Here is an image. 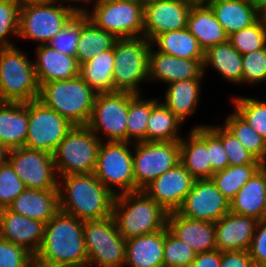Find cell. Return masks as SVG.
<instances>
[{"label":"cell","mask_w":266,"mask_h":267,"mask_svg":"<svg viewBox=\"0 0 266 267\" xmlns=\"http://www.w3.org/2000/svg\"><path fill=\"white\" fill-rule=\"evenodd\" d=\"M207 149L212 166V175L229 166L227 154L224 151L221 139L207 126Z\"/></svg>","instance_id":"cell-49"},{"label":"cell","mask_w":266,"mask_h":267,"mask_svg":"<svg viewBox=\"0 0 266 267\" xmlns=\"http://www.w3.org/2000/svg\"><path fill=\"white\" fill-rule=\"evenodd\" d=\"M261 168L266 172V163H263Z\"/></svg>","instance_id":"cell-59"},{"label":"cell","mask_w":266,"mask_h":267,"mask_svg":"<svg viewBox=\"0 0 266 267\" xmlns=\"http://www.w3.org/2000/svg\"><path fill=\"white\" fill-rule=\"evenodd\" d=\"M81 219L59 212L44 228L43 242L34 256V263L86 264L88 254Z\"/></svg>","instance_id":"cell-2"},{"label":"cell","mask_w":266,"mask_h":267,"mask_svg":"<svg viewBox=\"0 0 266 267\" xmlns=\"http://www.w3.org/2000/svg\"><path fill=\"white\" fill-rule=\"evenodd\" d=\"M242 67V85L254 87L266 82V47L242 55Z\"/></svg>","instance_id":"cell-46"},{"label":"cell","mask_w":266,"mask_h":267,"mask_svg":"<svg viewBox=\"0 0 266 267\" xmlns=\"http://www.w3.org/2000/svg\"><path fill=\"white\" fill-rule=\"evenodd\" d=\"M182 124L183 122L159 99L151 108L147 124L146 141H180L183 137L180 132Z\"/></svg>","instance_id":"cell-36"},{"label":"cell","mask_w":266,"mask_h":267,"mask_svg":"<svg viewBox=\"0 0 266 267\" xmlns=\"http://www.w3.org/2000/svg\"><path fill=\"white\" fill-rule=\"evenodd\" d=\"M229 37L253 24L261 14L253 0H206Z\"/></svg>","instance_id":"cell-26"},{"label":"cell","mask_w":266,"mask_h":267,"mask_svg":"<svg viewBox=\"0 0 266 267\" xmlns=\"http://www.w3.org/2000/svg\"><path fill=\"white\" fill-rule=\"evenodd\" d=\"M195 180L179 162L154 179L143 190L167 212H173L182 205Z\"/></svg>","instance_id":"cell-18"},{"label":"cell","mask_w":266,"mask_h":267,"mask_svg":"<svg viewBox=\"0 0 266 267\" xmlns=\"http://www.w3.org/2000/svg\"><path fill=\"white\" fill-rule=\"evenodd\" d=\"M223 125L261 163H266V140L261 137L235 110L231 111Z\"/></svg>","instance_id":"cell-38"},{"label":"cell","mask_w":266,"mask_h":267,"mask_svg":"<svg viewBox=\"0 0 266 267\" xmlns=\"http://www.w3.org/2000/svg\"><path fill=\"white\" fill-rule=\"evenodd\" d=\"M8 209L46 224L60 210L59 192L26 188L13 200Z\"/></svg>","instance_id":"cell-28"},{"label":"cell","mask_w":266,"mask_h":267,"mask_svg":"<svg viewBox=\"0 0 266 267\" xmlns=\"http://www.w3.org/2000/svg\"><path fill=\"white\" fill-rule=\"evenodd\" d=\"M168 213L144 190L115 196L112 216L118 232L127 240L167 227Z\"/></svg>","instance_id":"cell-3"},{"label":"cell","mask_w":266,"mask_h":267,"mask_svg":"<svg viewBox=\"0 0 266 267\" xmlns=\"http://www.w3.org/2000/svg\"><path fill=\"white\" fill-rule=\"evenodd\" d=\"M83 12L99 28L117 39L144 36V1L93 0ZM90 9V10H89Z\"/></svg>","instance_id":"cell-7"},{"label":"cell","mask_w":266,"mask_h":267,"mask_svg":"<svg viewBox=\"0 0 266 267\" xmlns=\"http://www.w3.org/2000/svg\"><path fill=\"white\" fill-rule=\"evenodd\" d=\"M8 162L28 189L58 190L53 155L26 147L12 149Z\"/></svg>","instance_id":"cell-15"},{"label":"cell","mask_w":266,"mask_h":267,"mask_svg":"<svg viewBox=\"0 0 266 267\" xmlns=\"http://www.w3.org/2000/svg\"><path fill=\"white\" fill-rule=\"evenodd\" d=\"M91 1H93V0H84V8H85V6L90 5L89 2H91Z\"/></svg>","instance_id":"cell-58"},{"label":"cell","mask_w":266,"mask_h":267,"mask_svg":"<svg viewBox=\"0 0 266 267\" xmlns=\"http://www.w3.org/2000/svg\"><path fill=\"white\" fill-rule=\"evenodd\" d=\"M34 51V69L40 86L79 76L80 65L75 56L60 53L48 44L37 45Z\"/></svg>","instance_id":"cell-22"},{"label":"cell","mask_w":266,"mask_h":267,"mask_svg":"<svg viewBox=\"0 0 266 267\" xmlns=\"http://www.w3.org/2000/svg\"><path fill=\"white\" fill-rule=\"evenodd\" d=\"M187 29L205 52L208 48L228 41V36L206 2H195L190 10Z\"/></svg>","instance_id":"cell-27"},{"label":"cell","mask_w":266,"mask_h":267,"mask_svg":"<svg viewBox=\"0 0 266 267\" xmlns=\"http://www.w3.org/2000/svg\"><path fill=\"white\" fill-rule=\"evenodd\" d=\"M126 1H143V0H126Z\"/></svg>","instance_id":"cell-61"},{"label":"cell","mask_w":266,"mask_h":267,"mask_svg":"<svg viewBox=\"0 0 266 267\" xmlns=\"http://www.w3.org/2000/svg\"><path fill=\"white\" fill-rule=\"evenodd\" d=\"M258 221L229 211L215 223L216 249L220 252L248 251Z\"/></svg>","instance_id":"cell-21"},{"label":"cell","mask_w":266,"mask_h":267,"mask_svg":"<svg viewBox=\"0 0 266 267\" xmlns=\"http://www.w3.org/2000/svg\"><path fill=\"white\" fill-rule=\"evenodd\" d=\"M228 41L241 55L265 48L266 21L263 15L250 26L231 34Z\"/></svg>","instance_id":"cell-40"},{"label":"cell","mask_w":266,"mask_h":267,"mask_svg":"<svg viewBox=\"0 0 266 267\" xmlns=\"http://www.w3.org/2000/svg\"><path fill=\"white\" fill-rule=\"evenodd\" d=\"M132 150L131 142L102 141L100 144L93 173L114 195L139 190L133 176Z\"/></svg>","instance_id":"cell-10"},{"label":"cell","mask_w":266,"mask_h":267,"mask_svg":"<svg viewBox=\"0 0 266 267\" xmlns=\"http://www.w3.org/2000/svg\"><path fill=\"white\" fill-rule=\"evenodd\" d=\"M208 66L227 82L242 85V55L229 41L212 46L204 52V74Z\"/></svg>","instance_id":"cell-32"},{"label":"cell","mask_w":266,"mask_h":267,"mask_svg":"<svg viewBox=\"0 0 266 267\" xmlns=\"http://www.w3.org/2000/svg\"><path fill=\"white\" fill-rule=\"evenodd\" d=\"M45 223L15 213L8 208L0 210V238L25 247L34 256L40 249Z\"/></svg>","instance_id":"cell-20"},{"label":"cell","mask_w":266,"mask_h":267,"mask_svg":"<svg viewBox=\"0 0 266 267\" xmlns=\"http://www.w3.org/2000/svg\"><path fill=\"white\" fill-rule=\"evenodd\" d=\"M165 228L126 240L124 267H164Z\"/></svg>","instance_id":"cell-25"},{"label":"cell","mask_w":266,"mask_h":267,"mask_svg":"<svg viewBox=\"0 0 266 267\" xmlns=\"http://www.w3.org/2000/svg\"><path fill=\"white\" fill-rule=\"evenodd\" d=\"M204 59H184L172 55L163 54L153 50L149 51L148 81H159L169 84L181 80L203 79Z\"/></svg>","instance_id":"cell-19"},{"label":"cell","mask_w":266,"mask_h":267,"mask_svg":"<svg viewBox=\"0 0 266 267\" xmlns=\"http://www.w3.org/2000/svg\"><path fill=\"white\" fill-rule=\"evenodd\" d=\"M231 102L234 110L266 140V100L235 95Z\"/></svg>","instance_id":"cell-41"},{"label":"cell","mask_w":266,"mask_h":267,"mask_svg":"<svg viewBox=\"0 0 266 267\" xmlns=\"http://www.w3.org/2000/svg\"><path fill=\"white\" fill-rule=\"evenodd\" d=\"M127 118L128 92H100L87 126L101 141L127 142Z\"/></svg>","instance_id":"cell-12"},{"label":"cell","mask_w":266,"mask_h":267,"mask_svg":"<svg viewBox=\"0 0 266 267\" xmlns=\"http://www.w3.org/2000/svg\"><path fill=\"white\" fill-rule=\"evenodd\" d=\"M207 126L221 139L230 166L263 164L224 125Z\"/></svg>","instance_id":"cell-42"},{"label":"cell","mask_w":266,"mask_h":267,"mask_svg":"<svg viewBox=\"0 0 266 267\" xmlns=\"http://www.w3.org/2000/svg\"><path fill=\"white\" fill-rule=\"evenodd\" d=\"M96 96L97 92L77 76L43 83L38 100L75 126L88 124Z\"/></svg>","instance_id":"cell-4"},{"label":"cell","mask_w":266,"mask_h":267,"mask_svg":"<svg viewBox=\"0 0 266 267\" xmlns=\"http://www.w3.org/2000/svg\"><path fill=\"white\" fill-rule=\"evenodd\" d=\"M116 40L110 32L97 27L81 10V35L75 54L79 65L88 62L95 54L112 49Z\"/></svg>","instance_id":"cell-33"},{"label":"cell","mask_w":266,"mask_h":267,"mask_svg":"<svg viewBox=\"0 0 266 267\" xmlns=\"http://www.w3.org/2000/svg\"><path fill=\"white\" fill-rule=\"evenodd\" d=\"M141 94L128 92L127 142L146 141L148 119L158 98L144 99Z\"/></svg>","instance_id":"cell-37"},{"label":"cell","mask_w":266,"mask_h":267,"mask_svg":"<svg viewBox=\"0 0 266 267\" xmlns=\"http://www.w3.org/2000/svg\"><path fill=\"white\" fill-rule=\"evenodd\" d=\"M9 152L10 150L7 147L0 144V167L8 162Z\"/></svg>","instance_id":"cell-54"},{"label":"cell","mask_w":266,"mask_h":267,"mask_svg":"<svg viewBox=\"0 0 266 267\" xmlns=\"http://www.w3.org/2000/svg\"><path fill=\"white\" fill-rule=\"evenodd\" d=\"M263 17L265 18V21H266V12L263 14Z\"/></svg>","instance_id":"cell-62"},{"label":"cell","mask_w":266,"mask_h":267,"mask_svg":"<svg viewBox=\"0 0 266 267\" xmlns=\"http://www.w3.org/2000/svg\"><path fill=\"white\" fill-rule=\"evenodd\" d=\"M180 162L179 141H142L133 143L135 186L143 190L154 179Z\"/></svg>","instance_id":"cell-13"},{"label":"cell","mask_w":266,"mask_h":267,"mask_svg":"<svg viewBox=\"0 0 266 267\" xmlns=\"http://www.w3.org/2000/svg\"><path fill=\"white\" fill-rule=\"evenodd\" d=\"M151 44L157 51L184 59H204L198 40L187 29L168 31L158 35Z\"/></svg>","instance_id":"cell-35"},{"label":"cell","mask_w":266,"mask_h":267,"mask_svg":"<svg viewBox=\"0 0 266 267\" xmlns=\"http://www.w3.org/2000/svg\"><path fill=\"white\" fill-rule=\"evenodd\" d=\"M20 5L33 4V3H47L55 2L57 0H17Z\"/></svg>","instance_id":"cell-56"},{"label":"cell","mask_w":266,"mask_h":267,"mask_svg":"<svg viewBox=\"0 0 266 267\" xmlns=\"http://www.w3.org/2000/svg\"><path fill=\"white\" fill-rule=\"evenodd\" d=\"M258 12L263 15L266 12V0H253Z\"/></svg>","instance_id":"cell-55"},{"label":"cell","mask_w":266,"mask_h":267,"mask_svg":"<svg viewBox=\"0 0 266 267\" xmlns=\"http://www.w3.org/2000/svg\"><path fill=\"white\" fill-rule=\"evenodd\" d=\"M25 189L9 162L0 167V210L8 208Z\"/></svg>","instance_id":"cell-47"},{"label":"cell","mask_w":266,"mask_h":267,"mask_svg":"<svg viewBox=\"0 0 266 267\" xmlns=\"http://www.w3.org/2000/svg\"><path fill=\"white\" fill-rule=\"evenodd\" d=\"M28 102H0V144L9 150L25 147Z\"/></svg>","instance_id":"cell-29"},{"label":"cell","mask_w":266,"mask_h":267,"mask_svg":"<svg viewBox=\"0 0 266 267\" xmlns=\"http://www.w3.org/2000/svg\"><path fill=\"white\" fill-rule=\"evenodd\" d=\"M248 251L255 267H261L266 263V219L258 221Z\"/></svg>","instance_id":"cell-50"},{"label":"cell","mask_w":266,"mask_h":267,"mask_svg":"<svg viewBox=\"0 0 266 267\" xmlns=\"http://www.w3.org/2000/svg\"><path fill=\"white\" fill-rule=\"evenodd\" d=\"M73 125L40 100L28 102V133L25 147L54 153Z\"/></svg>","instance_id":"cell-14"},{"label":"cell","mask_w":266,"mask_h":267,"mask_svg":"<svg viewBox=\"0 0 266 267\" xmlns=\"http://www.w3.org/2000/svg\"><path fill=\"white\" fill-rule=\"evenodd\" d=\"M221 252L217 249L198 253L193 262L185 267H220Z\"/></svg>","instance_id":"cell-52"},{"label":"cell","mask_w":266,"mask_h":267,"mask_svg":"<svg viewBox=\"0 0 266 267\" xmlns=\"http://www.w3.org/2000/svg\"><path fill=\"white\" fill-rule=\"evenodd\" d=\"M193 0H150L144 2V37L152 42L158 35L187 28Z\"/></svg>","instance_id":"cell-17"},{"label":"cell","mask_w":266,"mask_h":267,"mask_svg":"<svg viewBox=\"0 0 266 267\" xmlns=\"http://www.w3.org/2000/svg\"><path fill=\"white\" fill-rule=\"evenodd\" d=\"M84 242L91 267H123L126 240L118 232L113 216L101 220H85Z\"/></svg>","instance_id":"cell-11"},{"label":"cell","mask_w":266,"mask_h":267,"mask_svg":"<svg viewBox=\"0 0 266 267\" xmlns=\"http://www.w3.org/2000/svg\"><path fill=\"white\" fill-rule=\"evenodd\" d=\"M20 7L17 0H0V47L16 45L10 38L18 36Z\"/></svg>","instance_id":"cell-44"},{"label":"cell","mask_w":266,"mask_h":267,"mask_svg":"<svg viewBox=\"0 0 266 267\" xmlns=\"http://www.w3.org/2000/svg\"><path fill=\"white\" fill-rule=\"evenodd\" d=\"M34 255L21 245L0 238V267H33Z\"/></svg>","instance_id":"cell-48"},{"label":"cell","mask_w":266,"mask_h":267,"mask_svg":"<svg viewBox=\"0 0 266 267\" xmlns=\"http://www.w3.org/2000/svg\"><path fill=\"white\" fill-rule=\"evenodd\" d=\"M194 2H203V0H193Z\"/></svg>","instance_id":"cell-60"},{"label":"cell","mask_w":266,"mask_h":267,"mask_svg":"<svg viewBox=\"0 0 266 267\" xmlns=\"http://www.w3.org/2000/svg\"><path fill=\"white\" fill-rule=\"evenodd\" d=\"M81 35V10H79L48 43L60 53L75 56Z\"/></svg>","instance_id":"cell-45"},{"label":"cell","mask_w":266,"mask_h":267,"mask_svg":"<svg viewBox=\"0 0 266 267\" xmlns=\"http://www.w3.org/2000/svg\"><path fill=\"white\" fill-rule=\"evenodd\" d=\"M79 10L78 5L60 0L21 5L17 38L48 44Z\"/></svg>","instance_id":"cell-6"},{"label":"cell","mask_w":266,"mask_h":267,"mask_svg":"<svg viewBox=\"0 0 266 267\" xmlns=\"http://www.w3.org/2000/svg\"><path fill=\"white\" fill-rule=\"evenodd\" d=\"M60 211L85 220L112 216L115 196L94 173L58 177Z\"/></svg>","instance_id":"cell-1"},{"label":"cell","mask_w":266,"mask_h":267,"mask_svg":"<svg viewBox=\"0 0 266 267\" xmlns=\"http://www.w3.org/2000/svg\"><path fill=\"white\" fill-rule=\"evenodd\" d=\"M230 211V201L217 189L211 179L195 180L192 189L177 209L190 219L216 223Z\"/></svg>","instance_id":"cell-16"},{"label":"cell","mask_w":266,"mask_h":267,"mask_svg":"<svg viewBox=\"0 0 266 267\" xmlns=\"http://www.w3.org/2000/svg\"><path fill=\"white\" fill-rule=\"evenodd\" d=\"M230 212L266 219V172L260 168L230 201Z\"/></svg>","instance_id":"cell-30"},{"label":"cell","mask_w":266,"mask_h":267,"mask_svg":"<svg viewBox=\"0 0 266 267\" xmlns=\"http://www.w3.org/2000/svg\"><path fill=\"white\" fill-rule=\"evenodd\" d=\"M262 167V164H246L228 166L224 170L215 172L211 180L217 189L229 201H231L242 186Z\"/></svg>","instance_id":"cell-39"},{"label":"cell","mask_w":266,"mask_h":267,"mask_svg":"<svg viewBox=\"0 0 266 267\" xmlns=\"http://www.w3.org/2000/svg\"><path fill=\"white\" fill-rule=\"evenodd\" d=\"M167 227L197 254L216 249L215 223L190 219L173 211L168 213Z\"/></svg>","instance_id":"cell-24"},{"label":"cell","mask_w":266,"mask_h":267,"mask_svg":"<svg viewBox=\"0 0 266 267\" xmlns=\"http://www.w3.org/2000/svg\"><path fill=\"white\" fill-rule=\"evenodd\" d=\"M101 142L87 125L73 126L53 153L57 176L93 173Z\"/></svg>","instance_id":"cell-8"},{"label":"cell","mask_w":266,"mask_h":267,"mask_svg":"<svg viewBox=\"0 0 266 267\" xmlns=\"http://www.w3.org/2000/svg\"><path fill=\"white\" fill-rule=\"evenodd\" d=\"M1 102L37 100L40 94L34 62L15 46L0 47Z\"/></svg>","instance_id":"cell-5"},{"label":"cell","mask_w":266,"mask_h":267,"mask_svg":"<svg viewBox=\"0 0 266 267\" xmlns=\"http://www.w3.org/2000/svg\"><path fill=\"white\" fill-rule=\"evenodd\" d=\"M151 42L143 37L117 39L114 44V91L141 94L140 83L148 81Z\"/></svg>","instance_id":"cell-9"},{"label":"cell","mask_w":266,"mask_h":267,"mask_svg":"<svg viewBox=\"0 0 266 267\" xmlns=\"http://www.w3.org/2000/svg\"><path fill=\"white\" fill-rule=\"evenodd\" d=\"M220 267H255L249 251L221 252Z\"/></svg>","instance_id":"cell-51"},{"label":"cell","mask_w":266,"mask_h":267,"mask_svg":"<svg viewBox=\"0 0 266 267\" xmlns=\"http://www.w3.org/2000/svg\"><path fill=\"white\" fill-rule=\"evenodd\" d=\"M197 253L176 237L168 227L165 228L164 267H185L193 262Z\"/></svg>","instance_id":"cell-43"},{"label":"cell","mask_w":266,"mask_h":267,"mask_svg":"<svg viewBox=\"0 0 266 267\" xmlns=\"http://www.w3.org/2000/svg\"><path fill=\"white\" fill-rule=\"evenodd\" d=\"M33 267H91L86 264H45V263H33Z\"/></svg>","instance_id":"cell-53"},{"label":"cell","mask_w":266,"mask_h":267,"mask_svg":"<svg viewBox=\"0 0 266 267\" xmlns=\"http://www.w3.org/2000/svg\"><path fill=\"white\" fill-rule=\"evenodd\" d=\"M60 1H66V2H69V3H71V4H73V3H74V4H75V3H76V4H79V3H80V4H82V6L79 5V9H80V10H83V8H84V5H83V4H84V0H60Z\"/></svg>","instance_id":"cell-57"},{"label":"cell","mask_w":266,"mask_h":267,"mask_svg":"<svg viewBox=\"0 0 266 267\" xmlns=\"http://www.w3.org/2000/svg\"><path fill=\"white\" fill-rule=\"evenodd\" d=\"M202 79L181 80L167 84L163 100L160 101L172 111L181 122L187 121L197 111L200 102Z\"/></svg>","instance_id":"cell-31"},{"label":"cell","mask_w":266,"mask_h":267,"mask_svg":"<svg viewBox=\"0 0 266 267\" xmlns=\"http://www.w3.org/2000/svg\"><path fill=\"white\" fill-rule=\"evenodd\" d=\"M114 47L93 55L80 65L79 76L97 93L112 92L114 72Z\"/></svg>","instance_id":"cell-34"},{"label":"cell","mask_w":266,"mask_h":267,"mask_svg":"<svg viewBox=\"0 0 266 267\" xmlns=\"http://www.w3.org/2000/svg\"><path fill=\"white\" fill-rule=\"evenodd\" d=\"M207 125H195L189 130L188 137L180 143V162L196 179H211L212 166L207 149Z\"/></svg>","instance_id":"cell-23"}]
</instances>
